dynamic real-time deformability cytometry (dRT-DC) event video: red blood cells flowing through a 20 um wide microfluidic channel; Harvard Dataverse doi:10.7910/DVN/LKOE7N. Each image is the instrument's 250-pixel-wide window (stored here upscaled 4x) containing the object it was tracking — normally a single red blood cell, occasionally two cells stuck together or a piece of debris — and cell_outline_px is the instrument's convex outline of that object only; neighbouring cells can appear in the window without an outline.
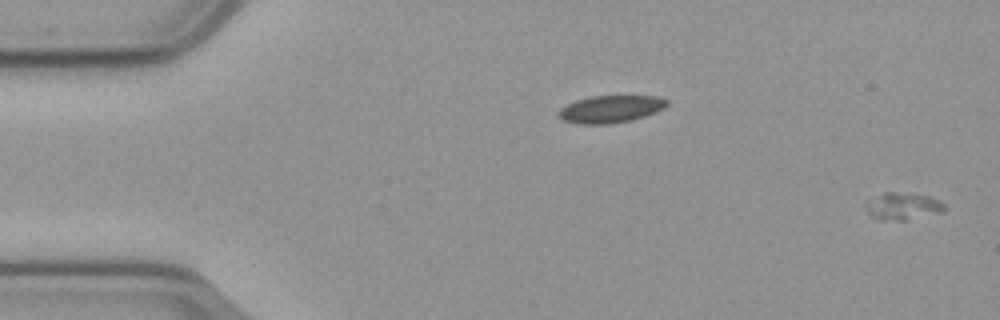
{"species": "common noctule bat (a hibernating species)", "species_latin": "Nyctalus noctula", "temperature_condition": "cold", "stored_images_in_passage": 51, "camera_frame_rate_fps": 3000, "um_per_image_px": 0.085, "animal": {"sex": "male", "body_mass_g": 23.1, "forearm_length_mm": 52.7}, "frame": {"image": 1, "passage_image": 1, "time_ms": 0.0, "image_size_px": [1000, 320], "cell_outline_px": [[944, 212], [908, 220], [880, 220], [872, 216], [868, 212], [868, 208], [884, 192], [892, 192], [928, 196], [940, 200], [944, 204]], "centroid_in_image_um": [76.88, 17.57], "position_along_channel_um": 8.1, "area_um2": 11.79}}
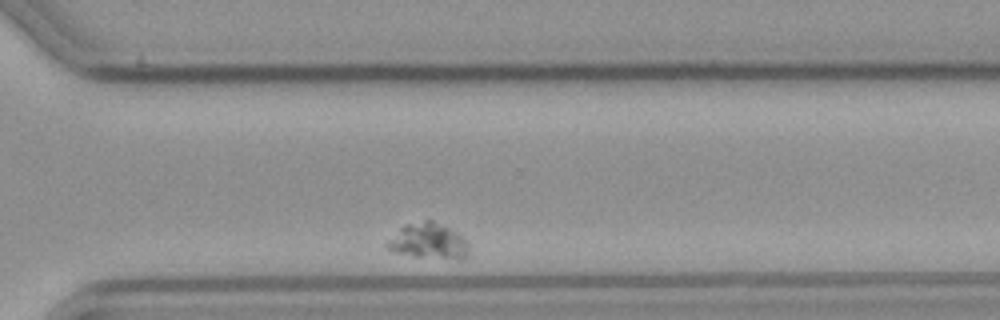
{"frame": {"image": 2, "passage_image": 44, "time_ms": 14.333, "image_size_px": [1000, 320], "cell_outline_px": [[468, 256], [464, 260], [460, 260], [412, 256], [392, 252], [384, 244], [404, 224], [424, 220], [432, 220], [464, 236], [468, 244]], "centroid_in_image_um": [36.43, 20.52], "position_along_channel_um": 334.2, "area_um2": 17.22}}
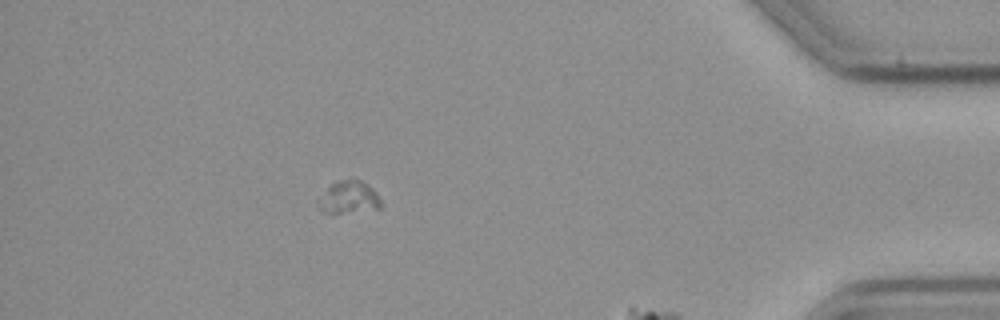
{"frame": {"image": 3, "passage_image": 50, "time_ms": 16.333, "image_size_px": [1000, 320], "cell_outline_px": [[380, 208], [340, 212], [324, 212], [316, 204], [316, 200], [332, 184], [340, 180], [360, 180], [372, 188], [380, 196]], "centroid_in_image_um": [29.63, 16.77], "position_along_channel_um": 405.6, "area_um2": 11.44}}